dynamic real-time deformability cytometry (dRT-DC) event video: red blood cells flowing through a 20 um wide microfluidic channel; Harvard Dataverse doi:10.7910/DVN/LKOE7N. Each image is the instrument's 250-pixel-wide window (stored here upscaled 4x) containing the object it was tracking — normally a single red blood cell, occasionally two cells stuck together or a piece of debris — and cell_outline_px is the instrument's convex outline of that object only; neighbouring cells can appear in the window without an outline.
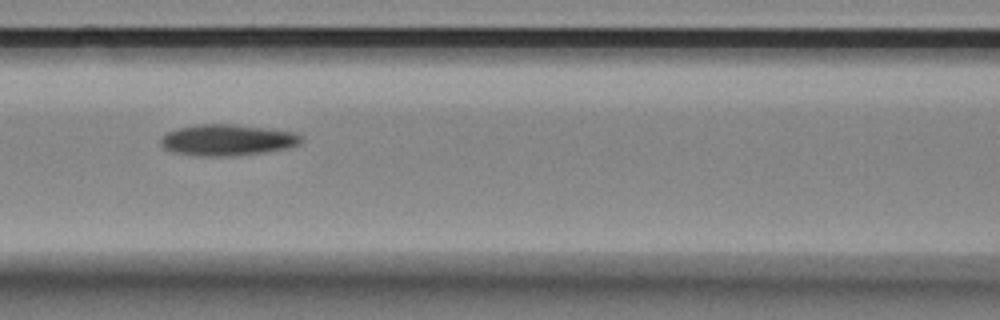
{"species": "Egyptian fruit bat (a non-hibernating species)", "species_latin": "Rousettus aegyptiacus", "temperature_condition": "room temperature", "stored_images_in_passage": 4, "segment_of_instrument_passage": [1, 2], "camera_frame_rate_fps": 3000, "um_per_image_px": 0.085, "animal": {"sex": "female"}, "frame": {"image": 1, "passage_image": 3, "time_ms": 0.667, "image_size_px": [1000, 320], "cell_outline_px": [[304, 136], [300, 144], [288, 148], [264, 152], [236, 156], [196, 156], [172, 152], [164, 148], [160, 144], [160, 136], [168, 132], [180, 128], [200, 124], [232, 124], [296, 132]], "centroid_in_image_um": [19.33, 11.91], "position_along_channel_um": 147.3, "area_um2": 25.72}}